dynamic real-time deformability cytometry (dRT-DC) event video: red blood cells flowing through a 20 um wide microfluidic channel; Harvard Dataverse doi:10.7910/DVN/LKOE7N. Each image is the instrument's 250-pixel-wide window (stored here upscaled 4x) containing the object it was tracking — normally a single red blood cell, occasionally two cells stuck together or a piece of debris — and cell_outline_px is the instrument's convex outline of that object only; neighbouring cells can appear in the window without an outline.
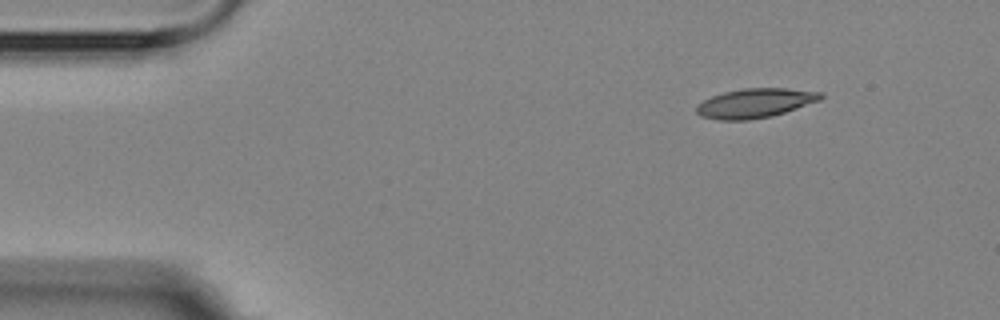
{"species": "Egyptian fruit bat (a non-hibernating species)", "species_latin": "Rousettus aegyptiacus", "temperature_condition": "room temperature", "stored_images_in_passage": 14, "camera_frame_rate_fps": 3000, "um_per_image_px": 0.085, "animal": {"sex": "female"}, "frame": {"image": 1, "passage_image": 1, "time_ms": 0.0, "image_size_px": [1000, 320], "cell_outline_px": [[824, 96], [820, 100], [772, 116], [748, 120], [720, 120], [700, 116], [696, 112], [696, 108], [704, 100], [712, 96], [724, 92], [744, 88], [788, 88], [824, 92]], "centroid_in_image_um": [64.21, 8.76], "position_along_channel_um": 20.8, "area_um2": 21.15}}
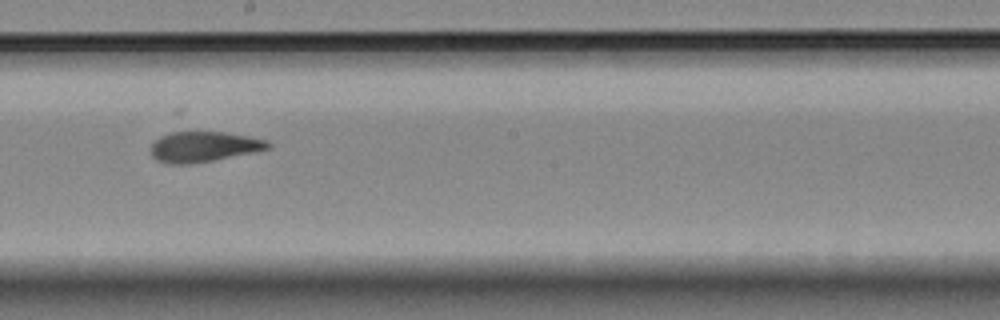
{"frame": {"image": 2, "passage_image": 8, "time_ms": 8.0, "image_size_px": [1000, 320], "cell_outline_px": [[272, 144], [268, 148], [212, 160], [188, 164], [168, 164], [156, 160], [152, 156], [152, 144], [160, 136], [180, 128], [224, 132], [248, 136], [268, 140]], "centroid_in_image_um": [17.24, 12.41], "position_along_channel_um": 231.0, "area_um2": 21.15}}
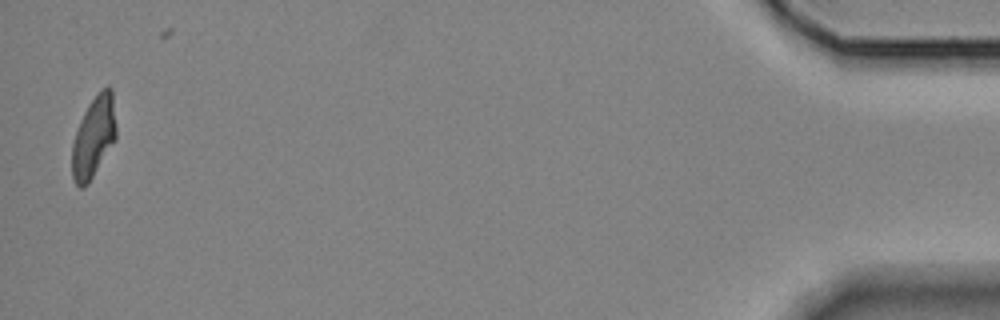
{"frame": {"image": 3, "passage_image": 14, "time_ms": 16.0, "image_size_px": [1000, 320], "cell_outline_px": [[116, 140], [88, 184], [84, 188], [80, 188], [76, 184], [72, 176], [72, 144], [80, 120], [88, 104], [100, 88], [108, 84], [112, 88], [116, 124]], "centroid_in_image_um": [7.98, 11.61], "position_along_channel_um": 427.2, "area_um2": 21.21}, "authors_computed_cell_mechanics": {"area_um2": 21.2704, "velocity_mm_per_s": 3.5861, "shape_relaxation_time_tau1_ms": 7.0096, "shape_relaxation_time_tau2_ms": 1.6712, "deformation_change_tau1": 0.2041, "deformation_change_tau2": 0.0714}}